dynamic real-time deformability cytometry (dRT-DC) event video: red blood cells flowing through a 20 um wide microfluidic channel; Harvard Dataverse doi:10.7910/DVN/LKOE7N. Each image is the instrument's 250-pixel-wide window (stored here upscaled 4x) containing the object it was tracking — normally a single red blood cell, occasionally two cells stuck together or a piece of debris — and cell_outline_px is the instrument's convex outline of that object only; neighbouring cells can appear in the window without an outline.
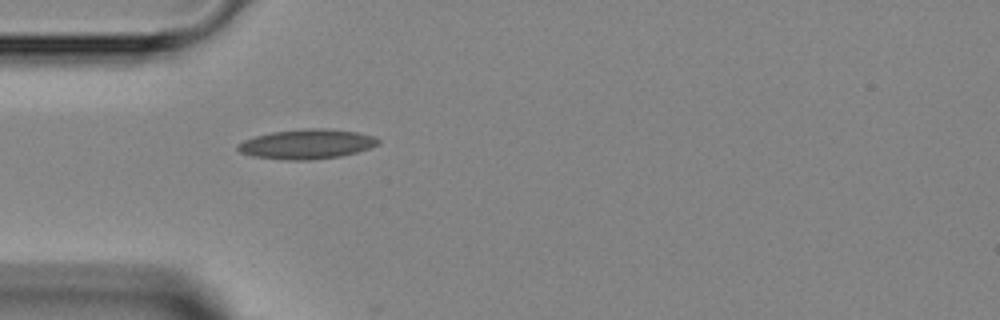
{"species": "Egyptian fruit bat (a non-hibernating species)", "species_latin": "Rousettus aegyptiacus", "temperature_condition": "room temperature", "stored_images_in_passage": 5, "camera_frame_rate_fps": 3000, "um_per_image_px": 0.085, "animal": {"sex": "female"}, "frame": {"image": 1, "passage_image": 5, "time_ms": 4.333, "image_size_px": [1000, 320], "cell_outline_px": [[380, 144], [356, 152], [340, 156], [308, 160], [288, 160], [252, 156], [240, 152], [236, 148], [236, 144], [244, 140], [256, 136], [272, 132], [304, 128], [320, 128], [356, 132], [376, 136], [380, 140]], "centroid_in_image_um": [26.07, 12.24], "position_along_channel_um": 58.9, "area_um2": 24.22}}